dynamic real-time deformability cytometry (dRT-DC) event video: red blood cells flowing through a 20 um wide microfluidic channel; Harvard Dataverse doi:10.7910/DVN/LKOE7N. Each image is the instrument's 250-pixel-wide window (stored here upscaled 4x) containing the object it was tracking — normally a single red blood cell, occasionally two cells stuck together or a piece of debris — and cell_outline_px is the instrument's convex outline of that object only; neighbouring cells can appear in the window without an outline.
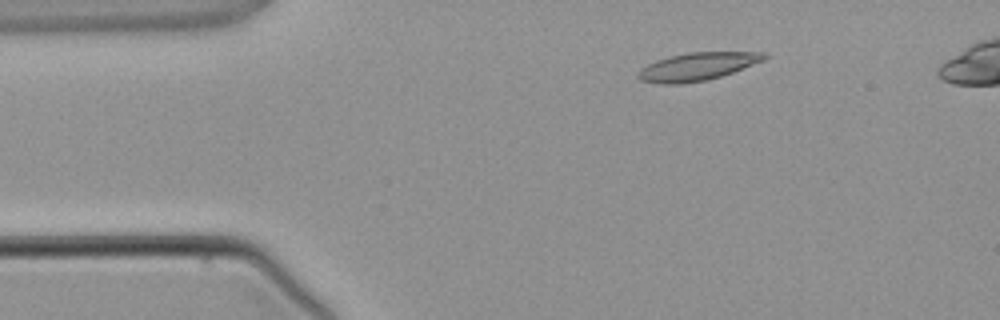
{"species": "common noctule bat (a hibernating species)", "species_latin": "Nyctalus noctula", "temperature_condition": "warm", "stored_images_in_passage": 4, "camera_frame_rate_fps": 3000, "um_per_image_px": 0.085, "animal": {"sex": "male", "body_mass_g": 21.5, "forearm_length_mm": 52.0}, "frame": {"image": 1, "passage_image": 2, "time_ms": 1.333, "image_size_px": [1000, 320], "cell_outline_px": [[768, 56], [764, 60], [732, 72], [708, 80], [680, 84], [660, 84], [640, 80], [636, 76], [640, 68], [656, 60], [668, 56], [688, 52], [768, 52]], "centroid_in_image_um": [59.24, 5.65], "position_along_channel_um": 25.8, "area_um2": 20.58}}